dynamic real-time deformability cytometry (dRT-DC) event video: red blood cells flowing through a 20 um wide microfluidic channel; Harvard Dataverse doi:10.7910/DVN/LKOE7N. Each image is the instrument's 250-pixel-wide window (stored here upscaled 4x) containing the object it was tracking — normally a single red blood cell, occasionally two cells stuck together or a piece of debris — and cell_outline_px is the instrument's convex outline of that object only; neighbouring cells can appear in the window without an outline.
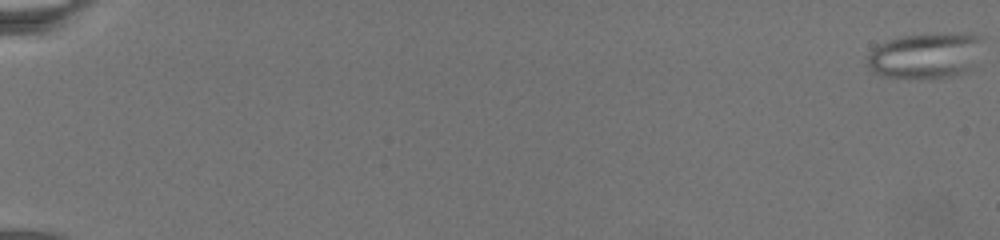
{"species": "common noctule bat (a hibernating species)", "species_latin": "Nyctalus noctula", "temperature_condition": "warm", "stored_images_in_passage": 58, "camera_frame_rate_fps": 3000, "um_per_image_px": 0.085, "animal": {"sex": "female", "body_mass_g": 19.5, "forearm_length_mm": 54.1}, "frame": {"image": 1, "passage_image": 1, "time_ms": 0.0, "image_size_px": [1000, 240], "cell_outline_px": [[984, 40], [964, 68], [960, 72], [944, 76], [884, 76], [876, 72], [868, 64], [868, 52], [872, 48], [888, 40], [904, 36], [944, 32], [968, 32], [984, 36]], "centroid_in_image_um": [78.61, 4.62], "position_along_channel_um": 6.4, "area_um2": 29.3}}
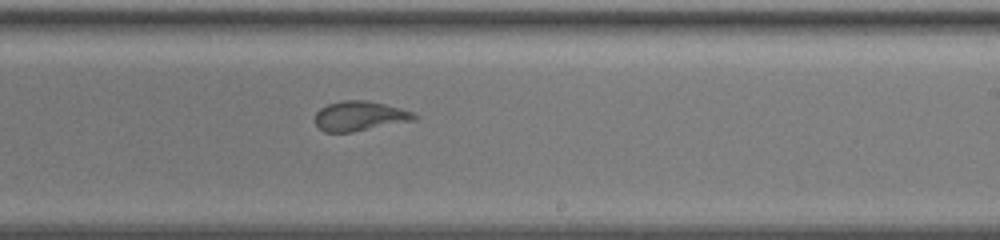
{"frame": {"image": 2, "passage_image": 35, "time_ms": 16.0, "image_size_px": [1000, 240], "cell_outline_px": [[416, 120], [352, 132], [324, 132], [312, 120], [316, 112], [320, 108], [328, 104], [344, 100], [364, 100], [384, 104], [400, 108], [412, 112], [416, 116]], "centroid_in_image_um": [30.53, 9.87], "position_along_channel_um": 258.5, "area_um2": 17.17}}
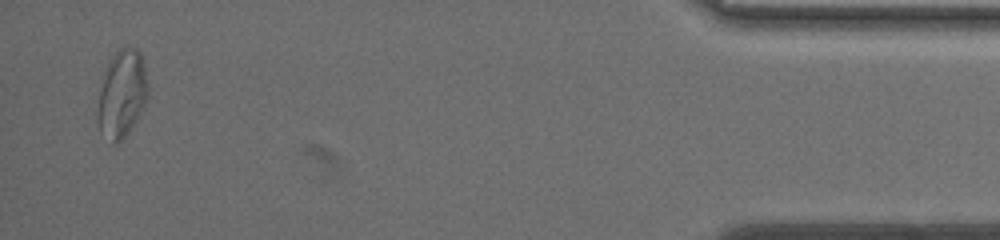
{"frame": {"image": 3, "passage_image": 57, "time_ms": 24.0, "image_size_px": [1000, 240], "cell_outline_px": [[148, 96], [140, 112], [128, 132], [116, 144], [112, 144], [100, 132], [96, 116], [96, 112], [104, 72], [108, 64], [116, 52], [120, 48], [136, 48], [140, 52], [144, 64], [148, 84]], "centroid_in_image_um": [10.35, 8.0], "position_along_channel_um": 424.8, "area_um2": 25.37}}